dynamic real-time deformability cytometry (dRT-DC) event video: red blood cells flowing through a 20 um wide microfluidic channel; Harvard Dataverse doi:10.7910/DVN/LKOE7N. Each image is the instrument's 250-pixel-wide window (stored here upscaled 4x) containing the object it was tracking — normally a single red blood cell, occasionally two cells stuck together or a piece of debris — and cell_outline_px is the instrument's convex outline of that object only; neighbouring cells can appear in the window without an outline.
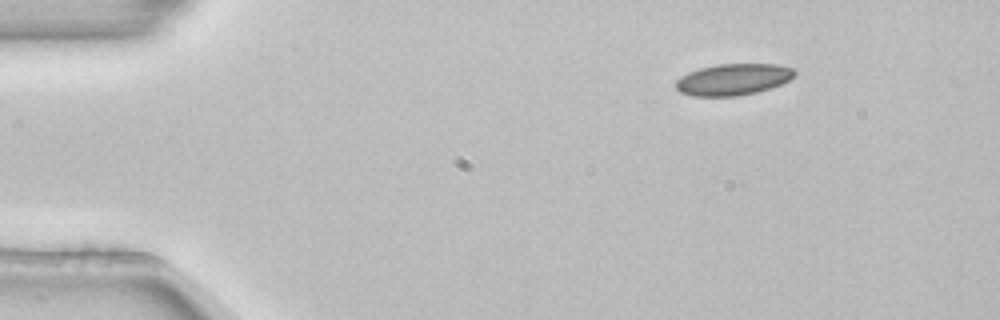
{"species": "common noctule bat (a hibernating species)", "species_latin": "Nyctalus noctula", "temperature_condition": "room temperature", "stored_images_in_passage": 4, "camera_frame_rate_fps": 3000, "um_per_image_px": 0.085, "animal": {"sex": "female", "body_mass_g": 22.7, "forearm_length_mm": 54.2}, "frame": {"image": 1, "passage_image": 4, "time_ms": 1.0, "image_size_px": [1000, 320], "cell_outline_px": [[796, 72], [788, 80], [780, 84], [756, 92], [736, 96], [692, 96], [680, 92], [676, 88], [676, 80], [688, 72], [700, 68], [720, 64], [780, 64], [792, 68]], "centroid_in_image_um": [62.29, 6.75], "position_along_channel_um": 22.7, "area_um2": 21.56}}